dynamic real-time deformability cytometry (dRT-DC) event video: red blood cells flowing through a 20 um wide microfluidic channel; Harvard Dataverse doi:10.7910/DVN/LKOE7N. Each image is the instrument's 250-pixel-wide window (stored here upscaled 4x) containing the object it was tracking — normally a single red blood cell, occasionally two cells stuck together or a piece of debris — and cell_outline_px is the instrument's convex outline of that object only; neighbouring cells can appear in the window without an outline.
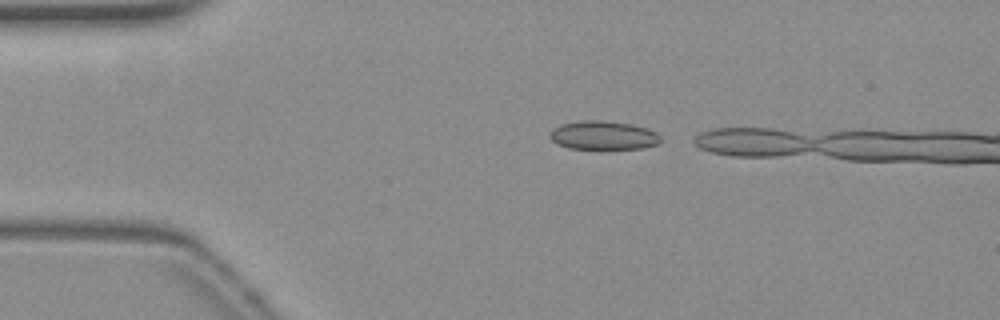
{"species": "common noctule bat (a hibernating species)", "species_latin": "Nyctalus noctula", "temperature_condition": "warm", "stored_images_in_passage": 5, "camera_frame_rate_fps": 3000, "um_per_image_px": 0.085, "animal": {"sex": "female", "body_mass_g": 19.3, "forearm_length_mm": 54.1}, "frame": {"image": 1, "passage_image": 2, "time_ms": 0.333, "image_size_px": [1000, 320], "cell_outline_px": [[660, 140], [656, 144], [644, 148], [600, 152], [568, 148], [556, 144], [548, 136], [552, 128], [560, 124], [580, 120], [604, 120], [632, 124], [656, 132], [660, 136]], "centroid_in_image_um": [51.22, 11.55], "position_along_channel_um": 33.8, "area_um2": 19.59}}